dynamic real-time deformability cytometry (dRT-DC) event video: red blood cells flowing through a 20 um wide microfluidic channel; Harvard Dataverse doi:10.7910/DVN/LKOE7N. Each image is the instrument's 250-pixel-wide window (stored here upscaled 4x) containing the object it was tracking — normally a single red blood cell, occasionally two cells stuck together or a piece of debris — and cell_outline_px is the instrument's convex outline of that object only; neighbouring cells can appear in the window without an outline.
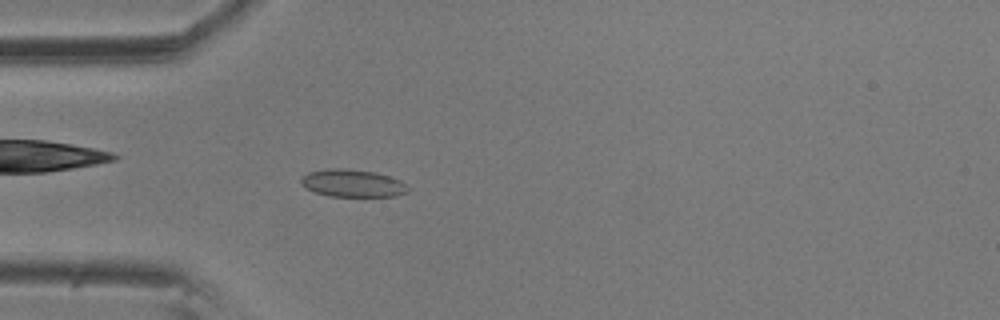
{"species": "common noctule bat (a hibernating species)", "species_latin": "Nyctalus noctula", "temperature_condition": "room temperature", "stored_images_in_passage": 36, "camera_frame_rate_fps": 3000, "um_per_image_px": 0.085, "animal": {"sex": "male", "body_mass_g": 20.5, "forearm_length_mm": 52.5}, "frame": {"image": 1, "passage_image": 15, "time_ms": 4.667, "image_size_px": [1000, 320], "cell_outline_px": [[408, 192], [396, 196], [328, 196], [316, 192], [300, 184], [300, 180], [308, 172], [328, 168], [348, 168], [376, 172], [400, 180], [408, 184]], "centroid_in_image_um": [29.99, 15.56], "position_along_channel_um": 55.0, "area_um2": 17.22}}
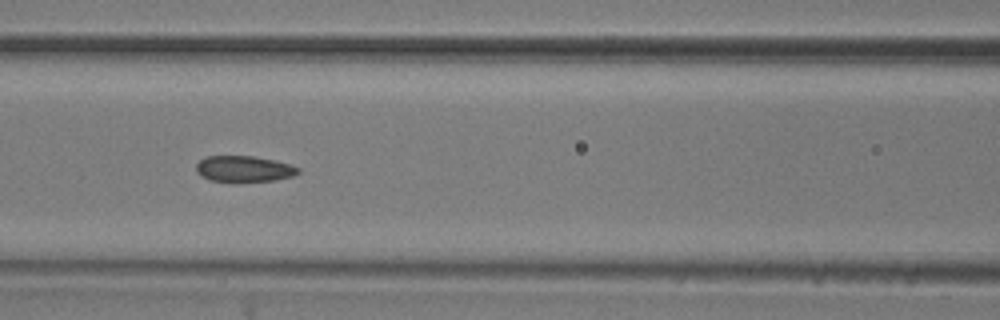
{"frame": {"image": 2, "passage_image": 23, "time_ms": 7.333, "image_size_px": [1000, 320], "cell_outline_px": [[300, 172], [292, 176], [272, 180], [240, 184], [232, 184], [208, 180], [200, 176], [196, 172], [196, 164], [200, 160], [208, 156], [252, 156], [272, 160], [288, 164], [300, 168]], "centroid_in_image_um": [20.67, 14.4], "position_along_channel_um": 145.9, "area_um2": 16.01}}
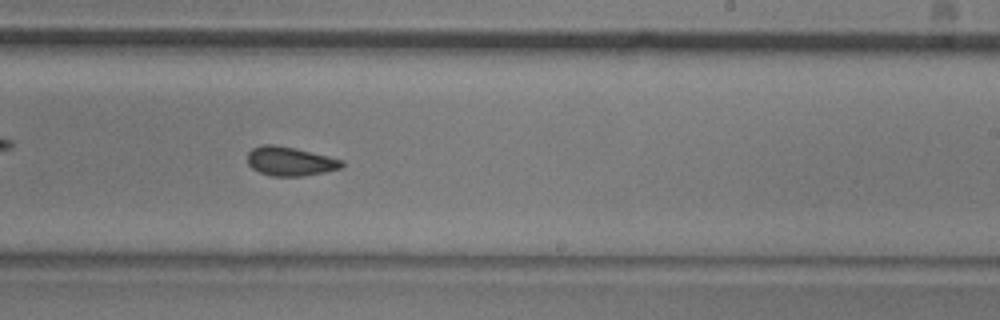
{"frame": {"image": 3, "passage_image": 33, "time_ms": 10.667, "image_size_px": [1000, 320], "cell_outline_px": [[344, 164], [340, 168], [324, 172], [304, 176], [272, 176], [260, 172], [252, 168], [248, 164], [248, 152], [252, 148], [264, 144], [272, 144], [296, 148], [344, 160]], "centroid_in_image_um": [24.66, 13.7], "position_along_channel_um": 264.3, "area_um2": 15.95}}